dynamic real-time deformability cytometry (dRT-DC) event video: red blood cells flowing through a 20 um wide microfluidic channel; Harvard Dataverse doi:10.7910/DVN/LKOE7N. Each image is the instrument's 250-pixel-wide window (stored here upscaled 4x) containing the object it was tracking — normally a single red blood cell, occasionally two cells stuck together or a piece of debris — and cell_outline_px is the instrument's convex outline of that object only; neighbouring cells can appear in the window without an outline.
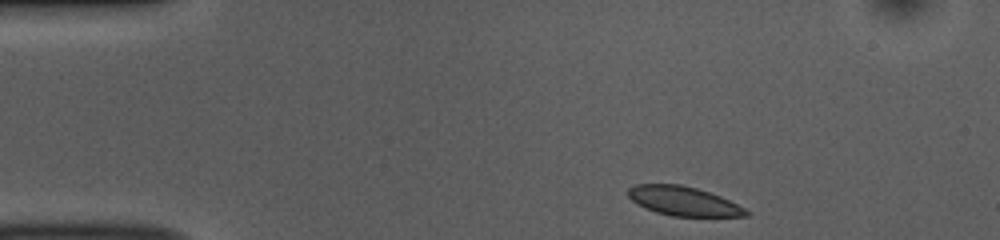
{"species": "common noctule bat (a hibernating species)", "species_latin": "Nyctalus noctula", "temperature_condition": "room temperature", "stored_images_in_passage": 45, "camera_frame_rate_fps": 3000, "um_per_image_px": 0.085, "animal": {"sex": "female", "body_mass_g": 10.0, "forearm_length_mm": 53.1}, "frame": {"image": 1, "passage_image": 1, "time_ms": 0.0, "image_size_px": [1000, 240], "cell_outline_px": [[748, 216], [672, 216], [656, 212], [644, 208], [636, 204], [628, 196], [628, 188], [636, 184], [680, 184], [696, 188], [720, 196], [744, 208], [748, 212]], "centroid_in_image_um": [58.04, 17.09], "position_along_channel_um": 27.0, "area_um2": 19.88}}
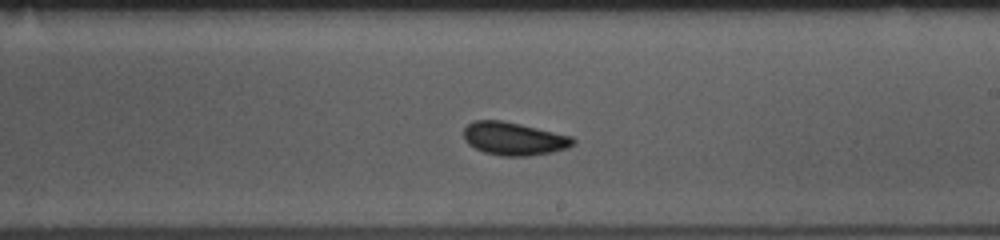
{"frame": {"image": 2, "passage_image": 23, "time_ms": 7.333, "image_size_px": [1000, 240], "cell_outline_px": [[576, 144], [568, 148], [552, 152], [528, 156], [500, 156], [484, 152], [468, 144], [464, 140], [464, 128], [472, 120], [500, 120], [520, 124], [572, 136], [576, 140]], "centroid_in_image_um": [43.69, 11.79], "position_along_channel_um": 245.3, "area_um2": 21.15}}
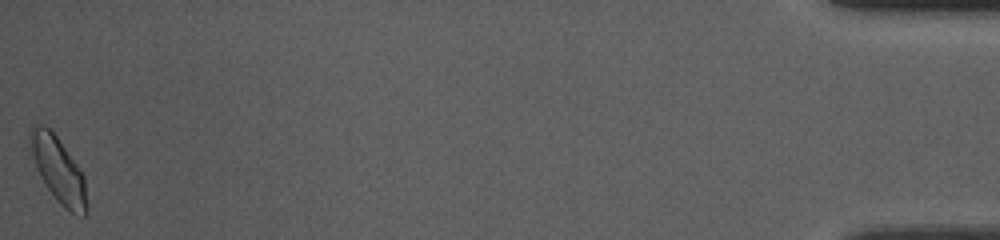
{"frame": {"image": 3, "passage_image": 45, "time_ms": 14.667, "image_size_px": [1000, 240], "cell_outline_px": [[88, 212], [84, 216], [72, 212], [64, 208], [56, 200], [40, 176], [36, 168], [28, 140], [28, 132], [32, 124], [40, 124], [48, 128], [56, 136], [76, 164], [84, 176]], "centroid_in_image_um": [4.93, 14.43], "position_along_channel_um": 430.3, "area_um2": 21.39}, "authors_computed_cell_mechanics": {"area_um2": 20.6346, "velocity_mm_per_s": 3.8091, "shape_relaxation_time_tau1_ms": 3.656, "shape_relaxation_time_tau2_ms": 0.9667, "deformation_change_tau1": 0.0804, "deformation_change_tau2": 0.0423}}